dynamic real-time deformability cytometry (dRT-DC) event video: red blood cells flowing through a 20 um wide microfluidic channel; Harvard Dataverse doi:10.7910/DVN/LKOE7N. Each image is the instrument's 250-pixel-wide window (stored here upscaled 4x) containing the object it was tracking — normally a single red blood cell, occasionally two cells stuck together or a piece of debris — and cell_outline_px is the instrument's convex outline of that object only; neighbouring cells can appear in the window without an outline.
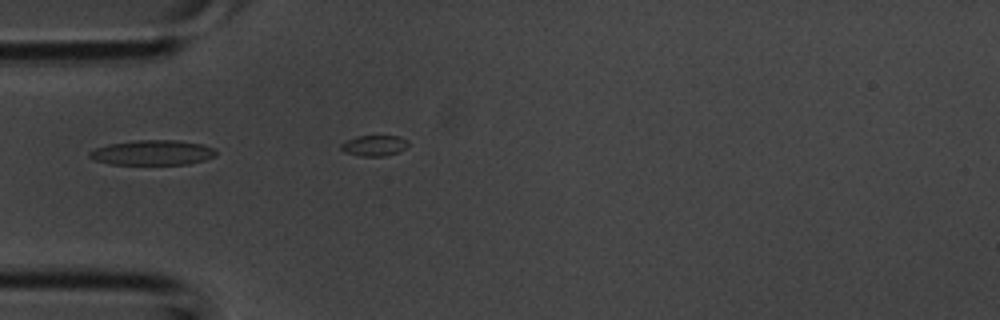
{"species": "common noctule bat (a hibernating species)", "species_latin": "Nyctalus noctula", "temperature_condition": "room temperature", "stored_images_in_passage": 14, "camera_frame_rate_fps": 3000, "um_per_image_px": 0.085, "animal": {"sex": "male", "body_mass_g": 20.1, "forearm_length_mm": 53.5}, "frame": {"image": 1, "passage_image": 12, "time_ms": 3.667, "image_size_px": [1000, 320], "cell_outline_px": [[216, 156], [204, 160], [188, 164], [108, 164], [96, 160], [88, 156], [88, 152], [96, 148], [108, 144], [136, 140], [176, 140], [204, 144], [216, 148]], "centroid_in_image_um": [12.99, 12.97], "position_along_channel_um": 72.0, "area_um2": 18.5}}